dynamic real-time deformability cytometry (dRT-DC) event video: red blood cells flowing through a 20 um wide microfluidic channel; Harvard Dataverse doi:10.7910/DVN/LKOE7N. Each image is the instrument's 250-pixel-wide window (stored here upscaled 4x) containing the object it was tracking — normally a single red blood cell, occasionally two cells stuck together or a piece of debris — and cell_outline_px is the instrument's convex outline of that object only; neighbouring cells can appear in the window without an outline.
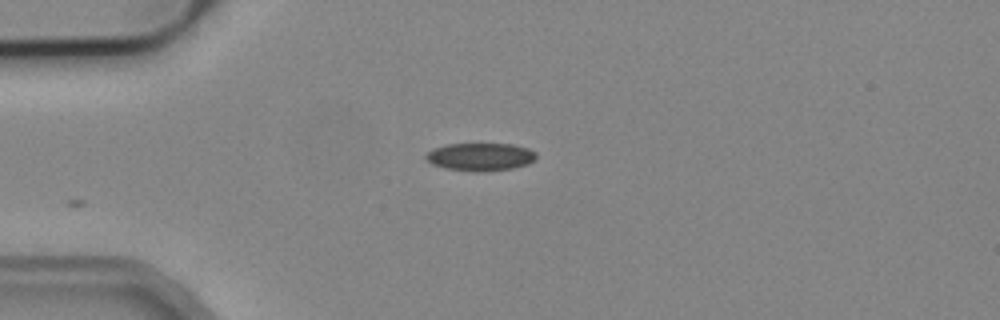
{"species": "common noctule bat (a hibernating species)", "species_latin": "Nyctalus noctula", "temperature_condition": "cold", "stored_images_in_passage": 2, "camera_frame_rate_fps": 3000, "um_per_image_px": 0.085, "animal": {"sex": "male", "body_mass_g": 19.2, "forearm_length_mm": 51.8}, "frame": {"image": 1, "passage_image": 2, "time_ms": 1.0, "image_size_px": [1000, 320], "cell_outline_px": [[536, 160], [528, 164], [512, 168], [484, 172], [476, 172], [444, 168], [432, 164], [424, 156], [432, 148], [448, 144], [512, 144], [528, 148], [536, 152]], "centroid_in_image_um": [40.84, 13.33], "position_along_channel_um": 44.2, "area_um2": 18.03}}